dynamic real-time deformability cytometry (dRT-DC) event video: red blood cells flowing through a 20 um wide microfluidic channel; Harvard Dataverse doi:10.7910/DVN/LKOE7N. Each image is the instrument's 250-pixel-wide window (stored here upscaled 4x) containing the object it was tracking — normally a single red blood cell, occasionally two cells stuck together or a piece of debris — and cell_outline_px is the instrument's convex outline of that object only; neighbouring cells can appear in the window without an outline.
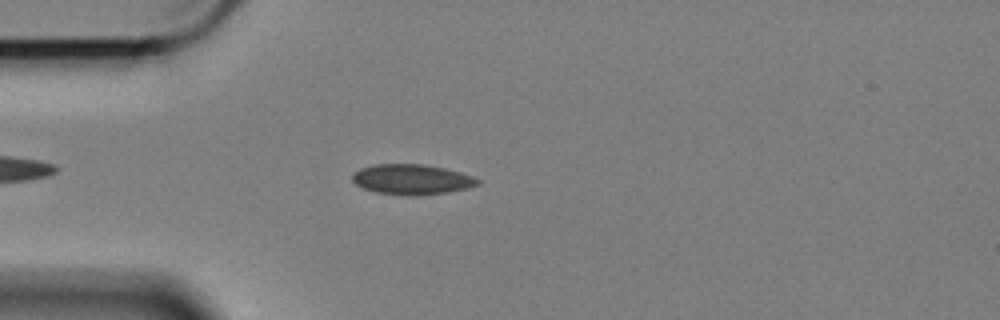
{"species": "Egyptian fruit bat (a non-hibernating species)", "species_latin": "Rousettus aegyptiacus", "temperature_condition": "cold", "stored_images_in_passage": 23, "camera_frame_rate_fps": 3000, "um_per_image_px": 0.085, "animal": {"sex": "female"}, "frame": {"image": 1, "passage_image": 1, "time_ms": 0.0, "image_size_px": [1000, 320], "cell_outline_px": [[480, 184], [468, 188], [448, 192], [376, 192], [364, 188], [356, 184], [352, 180], [352, 172], [360, 168], [372, 164], [424, 164], [444, 168], [460, 172], [472, 176], [480, 180]], "centroid_in_image_um": [34.99, 15.18], "position_along_channel_um": 50.0, "area_um2": 21.1}}
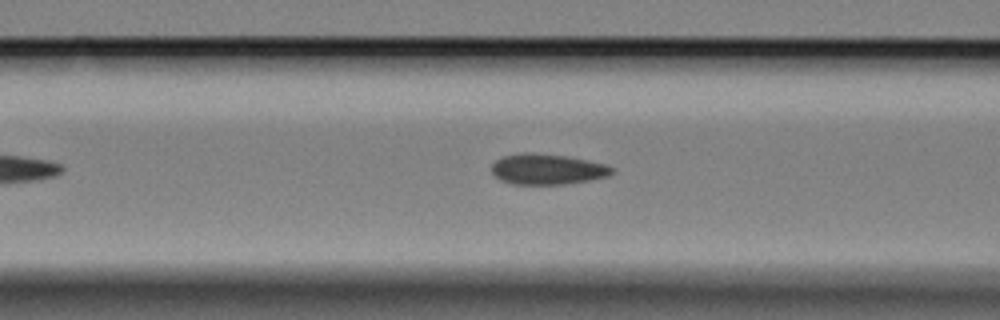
{"frame": {"image": 2, "passage_image": 8, "time_ms": 2.333, "image_size_px": [1000, 320], "cell_outline_px": [[616, 172], [608, 176], [568, 184], [512, 184], [500, 180], [492, 172], [492, 164], [496, 160], [504, 156], [524, 152], [564, 156], [588, 160], [604, 164], [616, 168]], "centroid_in_image_um": [46.55, 14.39], "position_along_channel_um": 120.1, "area_um2": 21.39}}
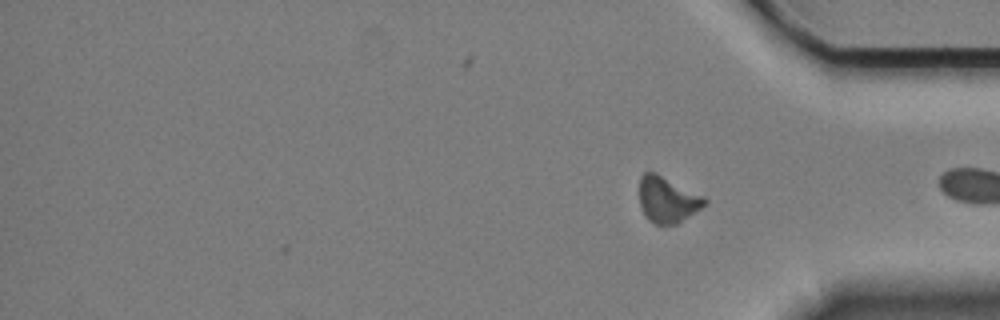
{"frame": {"image": 3, "passage_image": 23, "time_ms": 7.333, "image_size_px": [1000, 320], "cell_outline_px": [[708, 200], [700, 208], [676, 224], [656, 224], [648, 220], [640, 204], [640, 176], [644, 172], [656, 172], [704, 196]], "centroid_in_image_um": [56.72, 16.94], "position_along_channel_um": 378.5, "area_um2": 17.22}, "authors_computed_cell_mechanics": {"area_um2": 20.7502, "velocity_mm_per_s": 3.4524, "shape_relaxation_time_tau1_ms": null, "shape_relaxation_time_tau2_ms": 6.6266, "deformation_change_tau1": null, "deformation_change_tau2": 0.1316}}